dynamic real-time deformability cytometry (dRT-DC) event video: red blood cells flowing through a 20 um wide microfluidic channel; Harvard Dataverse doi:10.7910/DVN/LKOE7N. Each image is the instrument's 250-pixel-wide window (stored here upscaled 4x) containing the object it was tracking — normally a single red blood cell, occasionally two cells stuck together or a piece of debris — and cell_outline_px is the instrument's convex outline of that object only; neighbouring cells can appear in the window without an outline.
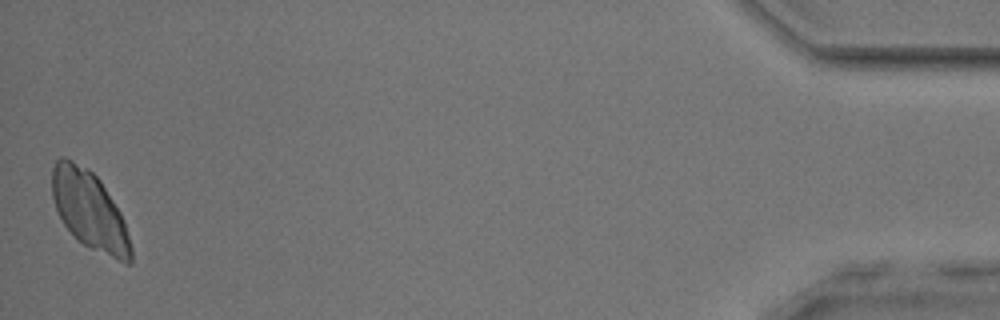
{"species": "common noctule bat (a hibernating species)", "species_latin": "Nyctalus noctula", "temperature_condition": "room temperature", "stored_images_in_passage": 53, "camera_frame_rate_fps": 3000, "um_per_image_px": 0.085, "animal": {"sex": "male", "body_mass_g": 17.9, "forearm_length_mm": 54.2}, "frame": {"image": 1, "passage_image": 53, "time_ms": 17.333, "image_size_px": [1000, 320], "cell_outline_px": [[132, 264], [128, 264], [92, 248], [84, 244], [64, 224], [56, 208], [52, 196], [52, 168], [56, 160], [60, 156], [64, 156], [88, 168], [100, 180], [120, 212], [124, 220], [132, 248]], "centroid_in_image_um": [7.61, 17.84], "position_along_channel_um": 427.6, "area_um2": 35.49}}